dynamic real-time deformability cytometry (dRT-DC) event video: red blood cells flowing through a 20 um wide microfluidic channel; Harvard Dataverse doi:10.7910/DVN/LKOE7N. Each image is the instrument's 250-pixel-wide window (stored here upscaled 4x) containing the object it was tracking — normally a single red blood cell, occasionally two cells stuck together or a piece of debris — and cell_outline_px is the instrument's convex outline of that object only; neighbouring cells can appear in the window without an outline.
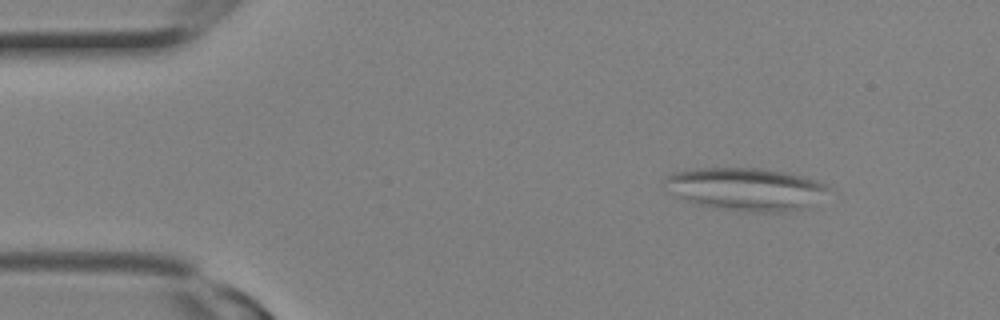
{"species": "Egyptian fruit bat (a non-hibernating species)", "species_latin": "Rousettus aegyptiacus", "temperature_condition": "room temperature", "stored_images_in_passage": 3, "camera_frame_rate_fps": 3000, "um_per_image_px": 0.085, "animal": {"sex": "female"}, "frame": {"image": 1, "passage_image": 2, "time_ms": 0.333, "image_size_px": [1000, 320], "cell_outline_px": [[828, 188], [808, 204], [800, 208], [776, 212], [744, 212], [712, 208], [696, 204], [676, 196], [668, 192], [664, 188], [664, 176], [672, 172], [696, 168], [760, 168], [784, 172], [804, 176], [828, 184]], "centroid_in_image_um": [63.24, 16.06], "position_along_channel_um": 21.8, "area_um2": 40.58}}